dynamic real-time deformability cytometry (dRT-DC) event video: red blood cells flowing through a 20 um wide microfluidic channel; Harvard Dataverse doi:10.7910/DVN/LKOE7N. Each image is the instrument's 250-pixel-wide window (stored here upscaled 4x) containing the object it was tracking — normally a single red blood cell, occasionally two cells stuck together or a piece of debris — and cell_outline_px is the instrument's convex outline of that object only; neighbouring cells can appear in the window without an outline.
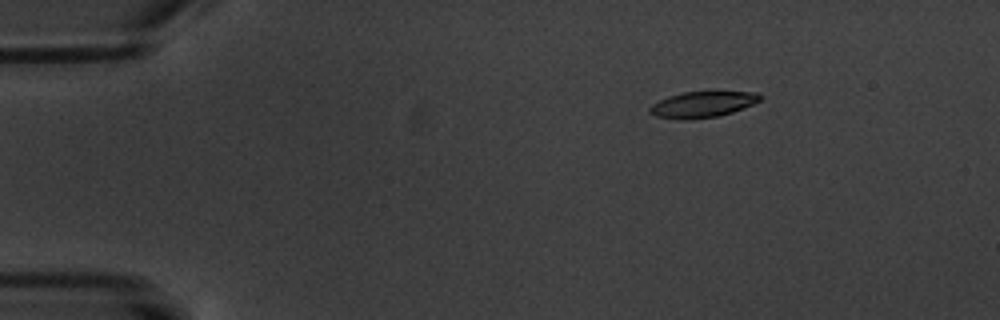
{"species": "common noctule bat (a hibernating species)", "species_latin": "Nyctalus noctula", "temperature_condition": "warm", "stored_images_in_passage": 17, "camera_frame_rate_fps": 3000, "um_per_image_px": 0.085, "animal": {"sex": "male", "body_mass_g": 20.1, "forearm_length_mm": 53.5}, "frame": {"image": 1, "passage_image": 3, "time_ms": 2.333, "image_size_px": [1000, 320], "cell_outline_px": [[764, 96], [760, 100], [752, 104], [732, 112], [716, 116], [684, 120], [656, 116], [648, 112], [648, 108], [652, 104], [668, 96], [684, 92], [756, 92]], "centroid_in_image_um": [59.69, 8.87], "position_along_channel_um": 25.3, "area_um2": 16.47}}
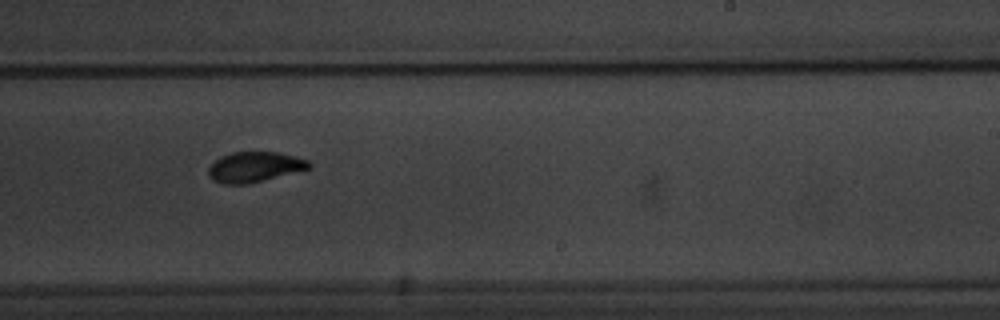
{"frame": {"image": 2, "passage_image": 11, "time_ms": 11.667, "image_size_px": [1000, 320], "cell_outline_px": [[312, 168], [248, 184], [224, 184], [212, 180], [208, 172], [208, 168], [220, 156], [232, 152], [280, 152], [308, 160], [312, 164]], "centroid_in_image_um": [21.66, 14.19], "position_along_channel_um": 267.3, "area_um2": 17.8}}
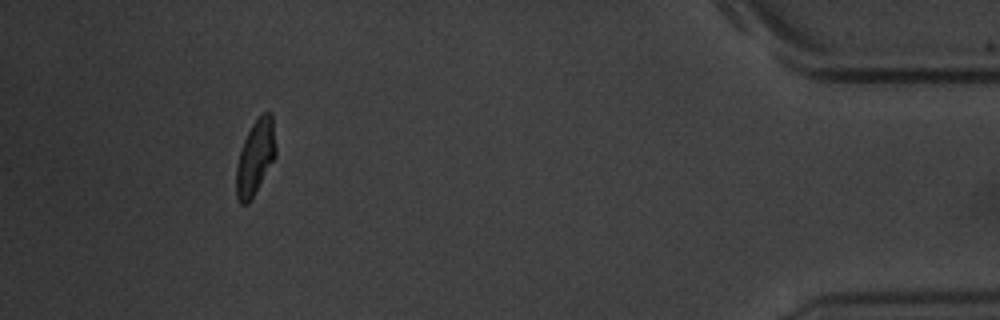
{"frame": {"image": 3, "passage_image": 16, "time_ms": 17.667, "image_size_px": [1000, 320], "cell_outline_px": [[276, 156], [256, 192], [248, 204], [240, 204], [236, 196], [236, 164], [240, 148], [252, 124], [268, 108], [272, 112], [276, 148]], "centroid_in_image_um": [21.71, 13.37], "position_along_channel_um": 413.5, "area_um2": 17.51}, "authors_computed_cell_mechanics": {"area_um2": 17.7446, "velocity_mm_per_s": 3.3983, "shape_relaxation_time_tau1_ms": 3.3415, "shape_relaxation_time_tau2_ms": 1.4073, "deformation_change_tau1": 0.1466, "deformation_change_tau2": 0.0473}}